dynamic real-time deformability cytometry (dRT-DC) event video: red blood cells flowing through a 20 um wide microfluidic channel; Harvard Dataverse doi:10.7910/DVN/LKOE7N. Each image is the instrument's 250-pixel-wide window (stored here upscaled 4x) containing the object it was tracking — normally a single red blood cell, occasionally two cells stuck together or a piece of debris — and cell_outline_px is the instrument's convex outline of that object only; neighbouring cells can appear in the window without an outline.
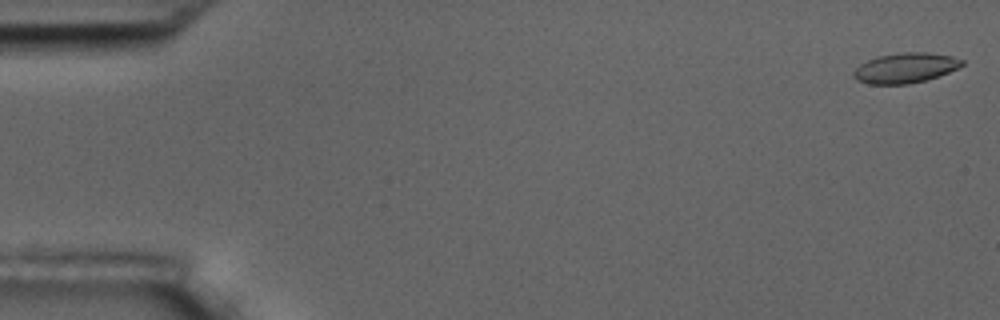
{"species": "common noctule bat (a hibernating species)", "species_latin": "Nyctalus noctula", "temperature_condition": "room temperature", "stored_images_in_passage": 41, "camera_frame_rate_fps": 3000, "um_per_image_px": 0.085, "animal": {"sex": "male", "body_mass_g": 17.5, "forearm_length_mm": 52.3}, "frame": {"image": 1, "passage_image": 1, "time_ms": 0.0, "image_size_px": [1000, 320], "cell_outline_px": [[964, 64], [940, 76], [908, 84], [868, 84], [856, 80], [852, 76], [852, 72], [860, 64], [876, 56], [904, 52], [928, 52], [952, 56], [964, 60]], "centroid_in_image_um": [76.93, 5.77], "position_along_channel_um": 8.1, "area_um2": 19.07}}
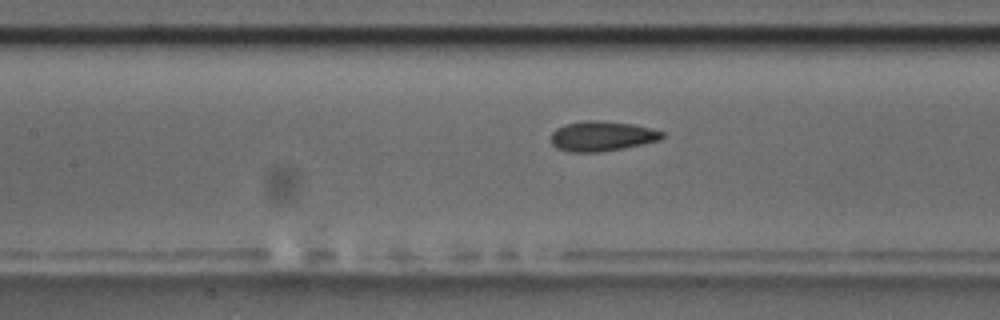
{"frame": {"image": 2, "passage_image": 25, "time_ms": 8.0, "image_size_px": [1000, 320], "cell_outline_px": [[664, 136], [660, 140], [600, 152], [572, 152], [556, 148], [552, 144], [552, 132], [556, 128], [564, 124], [584, 120], [600, 120], [632, 124], [652, 128], [664, 132]], "centroid_in_image_um": [51.14, 11.55], "position_along_channel_um": 156.3, "area_um2": 19.36}}
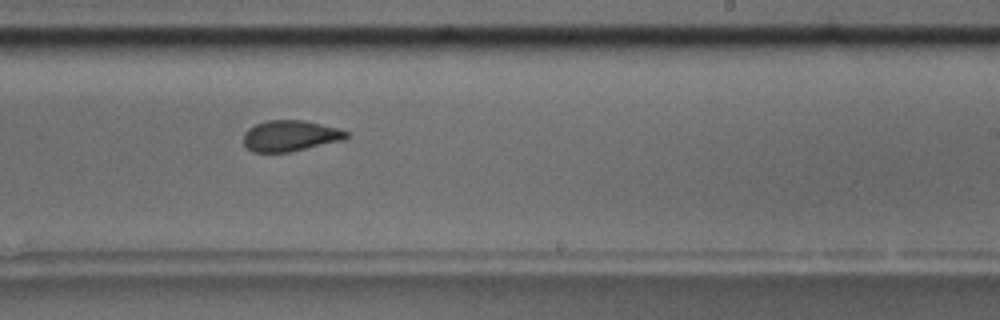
{"frame": {"image": 3, "passage_image": 34, "time_ms": 11.0, "image_size_px": [1000, 320], "cell_outline_px": [[348, 136], [344, 140], [288, 152], [252, 152], [244, 144], [244, 132], [248, 128], [256, 124], [268, 120], [304, 120], [340, 128], [348, 132]], "centroid_in_image_um": [24.68, 11.53], "position_along_channel_um": 264.3, "area_um2": 18.55}}